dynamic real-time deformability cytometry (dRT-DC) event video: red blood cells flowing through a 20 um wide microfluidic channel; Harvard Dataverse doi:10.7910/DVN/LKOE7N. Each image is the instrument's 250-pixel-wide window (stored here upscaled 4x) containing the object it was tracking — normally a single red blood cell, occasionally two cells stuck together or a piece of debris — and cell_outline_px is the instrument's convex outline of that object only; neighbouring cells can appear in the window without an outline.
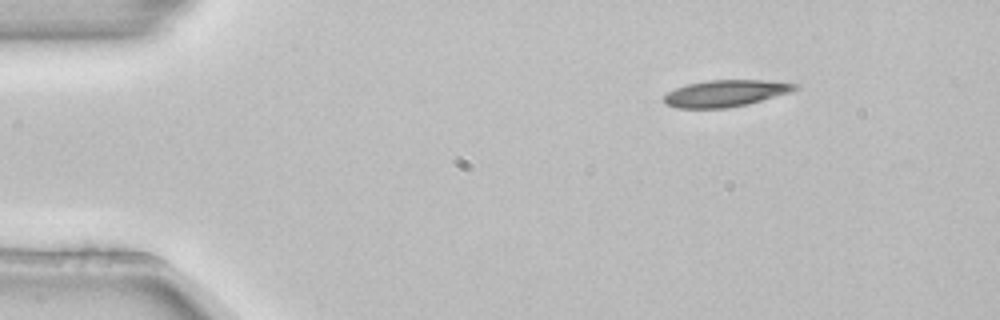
{"species": "common noctule bat (a hibernating species)", "species_latin": "Nyctalus noctula", "temperature_condition": "room temperature", "stored_images_in_passage": 3, "camera_frame_rate_fps": 3000, "um_per_image_px": 0.085, "animal": {"sex": "female", "body_mass_g": 22.7, "forearm_length_mm": 54.2}, "frame": {"image": 1, "passage_image": 1, "time_ms": 0.0, "image_size_px": [1000, 320], "cell_outline_px": [[800, 88], [792, 92], [748, 104], [728, 108], [676, 108], [664, 104], [664, 96], [668, 92], [676, 88], [688, 84], [708, 80], [764, 80], [800, 84]], "centroid_in_image_um": [61.71, 7.93], "position_along_channel_um": 23.3, "area_um2": 20.52}}
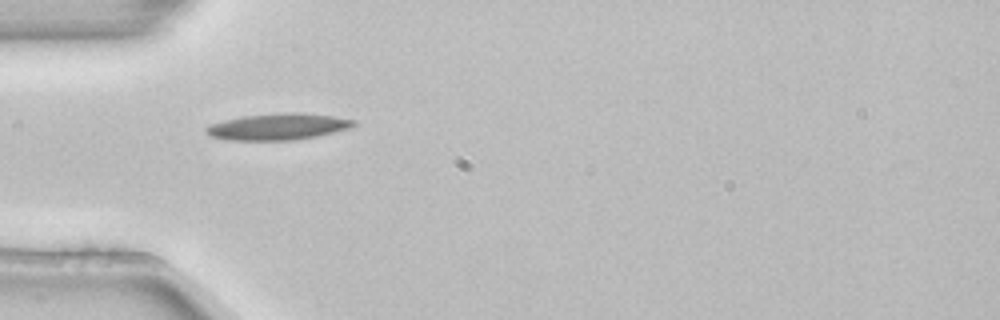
{"frame": {"image": 2, "passage_image": 3, "time_ms": 0.667, "image_size_px": [1000, 320], "cell_outline_px": [[356, 124], [348, 128], [316, 136], [292, 140], [228, 140], [212, 136], [204, 132], [204, 128], [212, 124], [224, 120], [244, 116], [284, 112], [300, 112], [332, 116], [356, 120]], "centroid_in_image_um": [23.61, 10.76], "position_along_channel_um": 61.4, "area_um2": 22.54}}